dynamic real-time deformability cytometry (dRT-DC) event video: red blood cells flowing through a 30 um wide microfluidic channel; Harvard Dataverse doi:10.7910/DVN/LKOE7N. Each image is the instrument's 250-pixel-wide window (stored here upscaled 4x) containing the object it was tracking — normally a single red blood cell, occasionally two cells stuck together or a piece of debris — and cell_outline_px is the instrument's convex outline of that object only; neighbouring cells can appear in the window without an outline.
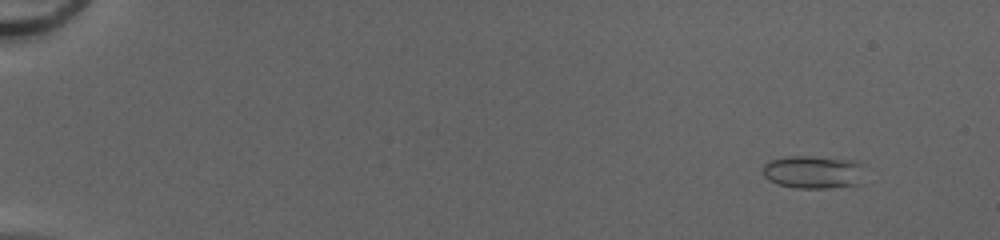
{"species": "common noctule bat (a hibernating species)", "species_latin": "Nyctalus noctula", "temperature_condition": "cold", "stored_images_in_passage": 52, "camera_frame_rate_fps": 3000, "um_per_image_px": 0.085, "animal": {"sex": "female", "body_mass_g": 20.0, "forearm_length_mm": 54.0}, "frame": {"image": 1, "passage_image": 6, "time_ms": 1.667, "image_size_px": [1000, 240], "cell_outline_px": [[860, 164], [856, 184], [828, 188], [796, 188], [776, 184], [768, 180], [764, 176], [764, 164], [768, 160], [788, 156], [812, 156], [860, 160]], "centroid_in_image_um": [69.02, 14.6], "position_along_channel_um": 16.0, "area_um2": 19.31}}
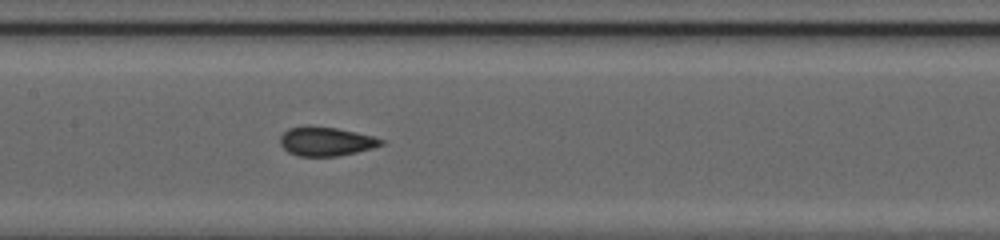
{"frame": {"image": 2, "passage_image": 29, "time_ms": 9.333, "image_size_px": [1000, 240], "cell_outline_px": [[384, 144], [372, 148], [356, 152], [336, 156], [296, 156], [288, 152], [280, 144], [280, 136], [288, 128], [304, 124], [308, 124], [336, 128], [356, 132], [372, 136], [384, 140]], "centroid_in_image_um": [27.66, 12.0], "position_along_channel_um": 179.7, "area_um2": 17.28}}
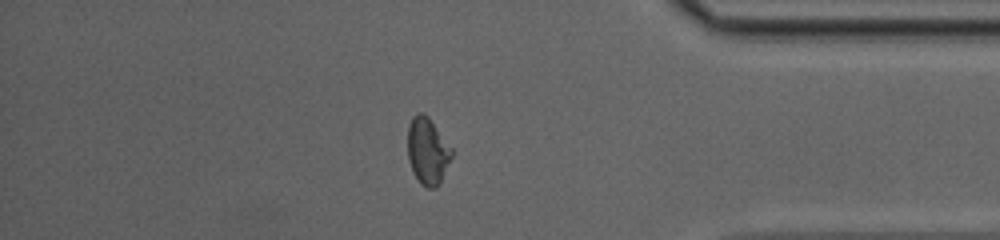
{"frame": {"image": 3, "passage_image": 46, "time_ms": 15.0, "image_size_px": [1000, 240], "cell_outline_px": [[452, 156], [440, 184], [436, 188], [428, 188], [420, 184], [412, 172], [408, 160], [408, 124], [412, 116], [416, 112], [424, 112], [428, 116], [452, 148]], "centroid_in_image_um": [36.33, 12.83], "position_along_channel_um": 398.9, "area_um2": 17.4}, "authors_computed_cell_mechanics": {"area_um2": 17.2244, "velocity_mm_per_s": 4.209, "shape_relaxation_time_tau1_ms": 4.3466, "shape_relaxation_time_tau2_ms": null, "deformation_change_tau1": 0.1026, "deformation_change_tau2": null}}